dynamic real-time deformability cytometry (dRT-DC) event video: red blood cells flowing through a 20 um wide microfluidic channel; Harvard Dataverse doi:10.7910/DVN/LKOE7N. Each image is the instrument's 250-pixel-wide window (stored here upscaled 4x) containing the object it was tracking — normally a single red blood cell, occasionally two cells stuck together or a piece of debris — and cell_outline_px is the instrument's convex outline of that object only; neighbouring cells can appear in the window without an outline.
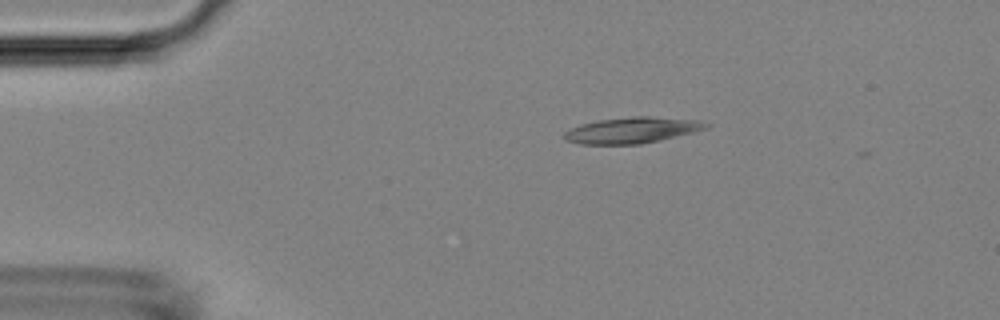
{"species": "Egyptian fruit bat (a non-hibernating species)", "species_latin": "Rousettus aegyptiacus", "temperature_condition": "room temperature", "stored_images_in_passage": 4, "camera_frame_rate_fps": 3000, "um_per_image_px": 0.085, "animal": {"sex": "female"}, "frame": {"image": 1, "passage_image": 1, "time_ms": 0.0, "image_size_px": [1000, 320], "cell_outline_px": [[712, 124], [708, 128], [696, 132], [660, 140], [640, 144], [580, 144], [564, 140], [560, 136], [564, 132], [580, 124], [600, 120], [632, 116], [648, 116], [700, 120]], "centroid_in_image_um": [53.75, 11.07], "position_along_channel_um": 31.3, "area_um2": 21.73}}
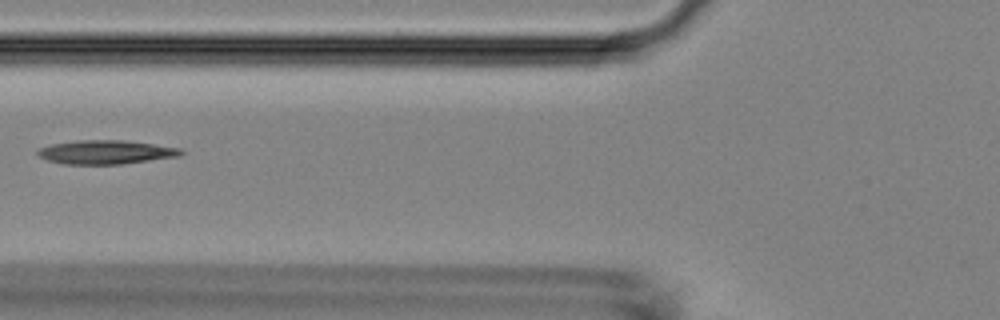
{"frame": {"image": 2, "passage_image": 4, "time_ms": 3.333, "image_size_px": [1000, 320], "cell_outline_px": [[184, 152], [180, 156], [120, 164], [64, 164], [48, 160], [40, 156], [36, 152], [40, 148], [52, 144], [76, 140], [124, 140], [180, 148]], "centroid_in_image_um": [8.99, 12.93], "position_along_channel_um": 116.8, "area_um2": 19.71}}